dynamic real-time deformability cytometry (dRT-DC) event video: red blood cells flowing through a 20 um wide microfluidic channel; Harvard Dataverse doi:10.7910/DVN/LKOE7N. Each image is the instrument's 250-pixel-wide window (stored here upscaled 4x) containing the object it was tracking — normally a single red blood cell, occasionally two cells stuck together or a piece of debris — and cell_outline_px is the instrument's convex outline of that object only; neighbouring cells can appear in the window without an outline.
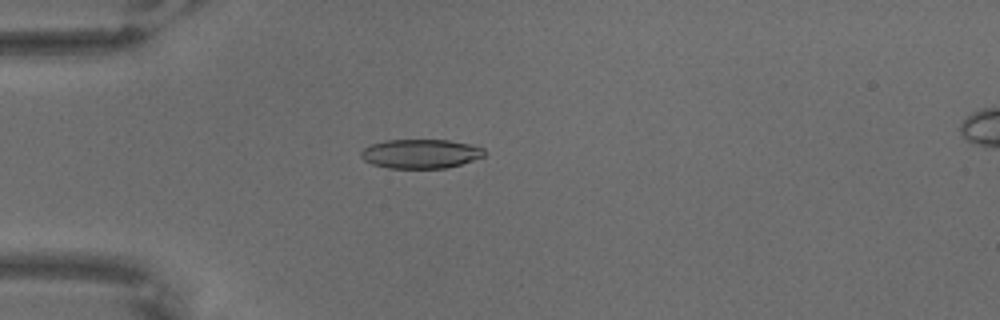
{"species": "common noctule bat (a hibernating species)", "species_latin": "Nyctalus noctula", "temperature_condition": "warm", "stored_images_in_passage": 68, "camera_frame_rate_fps": 3000, "um_per_image_px": 0.085, "animal": {"sex": "male", "body_mass_g": 18.8}, "frame": {"image": 1, "passage_image": 20, "time_ms": 6.333, "image_size_px": [1000, 320], "cell_outline_px": [[484, 156], [448, 168], [388, 168], [372, 164], [364, 160], [360, 156], [360, 152], [364, 148], [372, 144], [384, 140], [448, 140], [468, 144], [484, 148]], "centroid_in_image_um": [35.72, 13.07], "position_along_channel_um": 49.3, "area_um2": 20.87}}
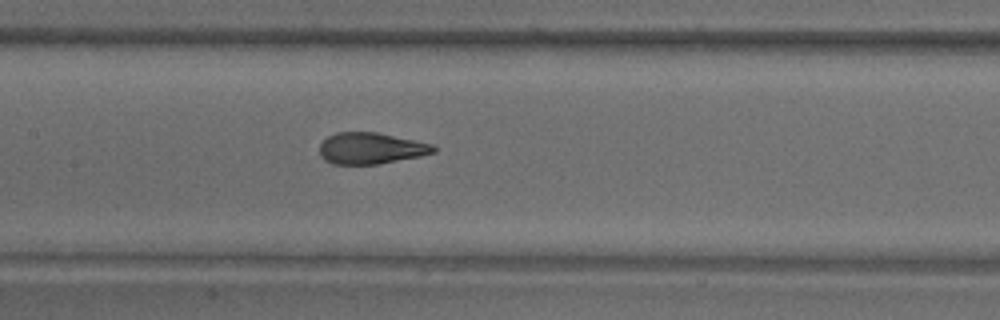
{"frame": {"image": 2, "passage_image": 34, "time_ms": 11.0, "image_size_px": [1000, 320], "cell_outline_px": [[436, 152], [420, 156], [380, 164], [332, 164], [324, 160], [320, 156], [320, 144], [328, 136], [336, 132], [376, 132], [432, 144], [436, 148]], "centroid_in_image_um": [31.5, 12.61], "position_along_channel_um": 175.9, "area_um2": 20.81}}
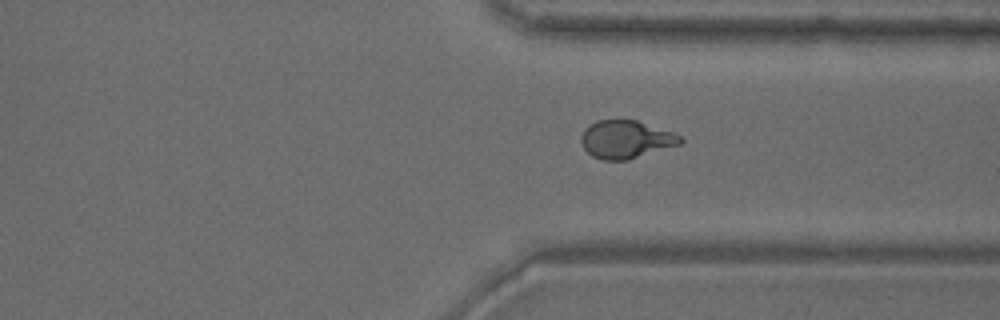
{"frame": {"image": 3, "passage_image": 52, "time_ms": 17.0, "image_size_px": [1000, 320], "cell_outline_px": [[684, 140], [680, 144], [628, 160], [604, 160], [592, 156], [584, 148], [580, 140], [580, 136], [584, 128], [596, 120], [636, 120], [672, 132], [680, 136]], "centroid_in_image_um": [53.17, 11.85], "position_along_channel_um": 358.2, "area_um2": 21.85}}